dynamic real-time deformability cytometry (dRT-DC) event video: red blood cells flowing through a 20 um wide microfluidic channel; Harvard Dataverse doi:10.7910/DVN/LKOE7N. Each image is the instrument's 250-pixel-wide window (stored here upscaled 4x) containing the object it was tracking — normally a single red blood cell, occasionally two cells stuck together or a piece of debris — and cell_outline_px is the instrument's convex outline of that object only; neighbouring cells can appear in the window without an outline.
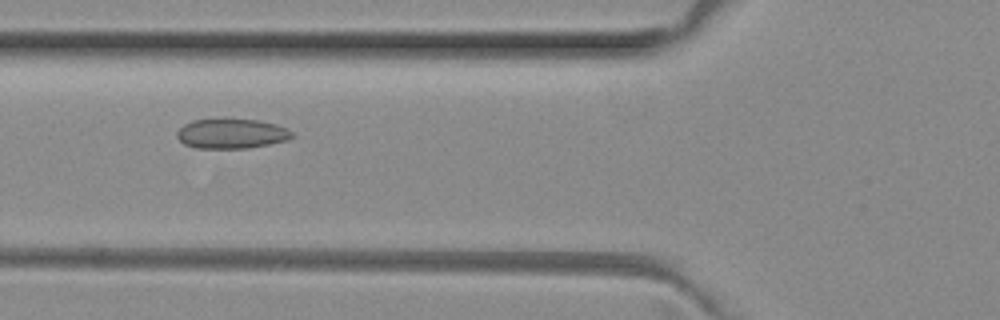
{"species": "common noctule bat (a hibernating species)", "species_latin": "Nyctalus noctula", "temperature_condition": "room temperature", "stored_images_in_passage": 6, "camera_frame_rate_fps": 3000, "um_per_image_px": 0.085, "animal": {"sex": "female", "body_mass_g": 29.2, "forearm_length_mm": 56.3}, "frame": {"image": 1, "passage_image": 3, "time_ms": 0.667, "image_size_px": [1000, 320], "cell_outline_px": [[292, 136], [288, 140], [248, 148], [196, 148], [184, 144], [176, 136], [176, 132], [184, 124], [192, 120], [256, 120], [276, 124], [288, 128], [292, 132]], "centroid_in_image_um": [19.67, 11.37], "position_along_channel_um": 106.1, "area_um2": 19.71}}
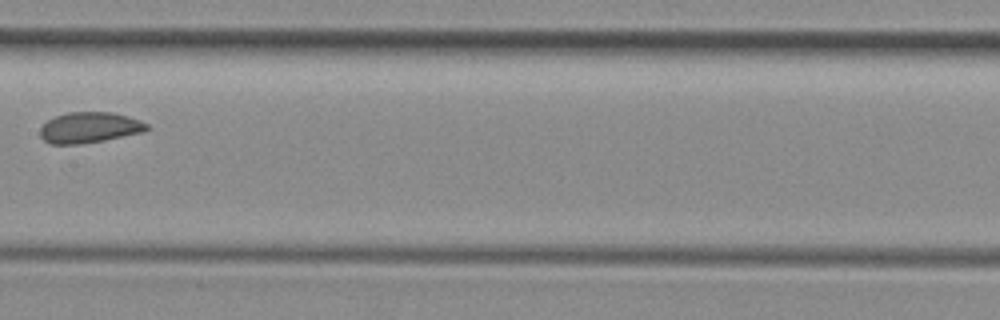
{"frame": {"image": 2, "passage_image": 5, "time_ms": 1.333, "image_size_px": [1000, 320], "cell_outline_px": [[148, 128], [144, 132], [104, 140], [80, 144], [52, 144], [44, 140], [40, 136], [40, 128], [48, 120], [56, 116], [68, 112], [112, 112], [140, 120], [148, 124]], "centroid_in_image_um": [7.6, 10.84], "position_along_channel_um": 199.8, "area_um2": 19.02}}
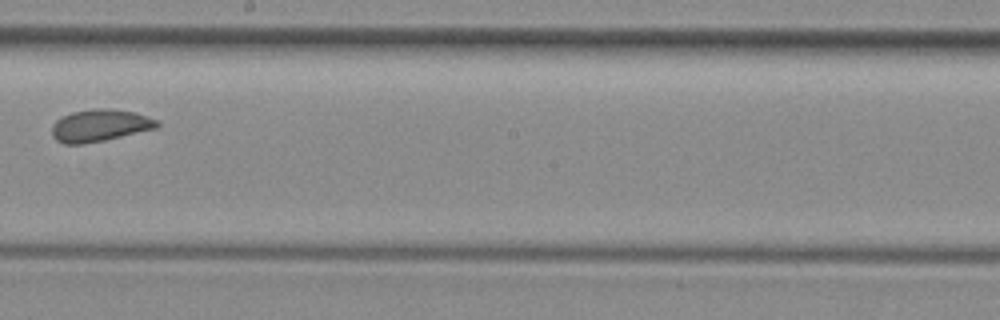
{"frame": {"image": 3, "passage_image": 6, "time_ms": 1.667, "image_size_px": [1000, 320], "cell_outline_px": [[160, 124], [156, 128], [104, 140], [84, 144], [64, 144], [56, 140], [52, 136], [52, 124], [56, 120], [72, 112], [100, 108], [108, 108], [132, 112], [148, 116], [160, 120]], "centroid_in_image_um": [8.48, 10.67], "position_along_channel_um": 239.7, "area_um2": 19.59}}